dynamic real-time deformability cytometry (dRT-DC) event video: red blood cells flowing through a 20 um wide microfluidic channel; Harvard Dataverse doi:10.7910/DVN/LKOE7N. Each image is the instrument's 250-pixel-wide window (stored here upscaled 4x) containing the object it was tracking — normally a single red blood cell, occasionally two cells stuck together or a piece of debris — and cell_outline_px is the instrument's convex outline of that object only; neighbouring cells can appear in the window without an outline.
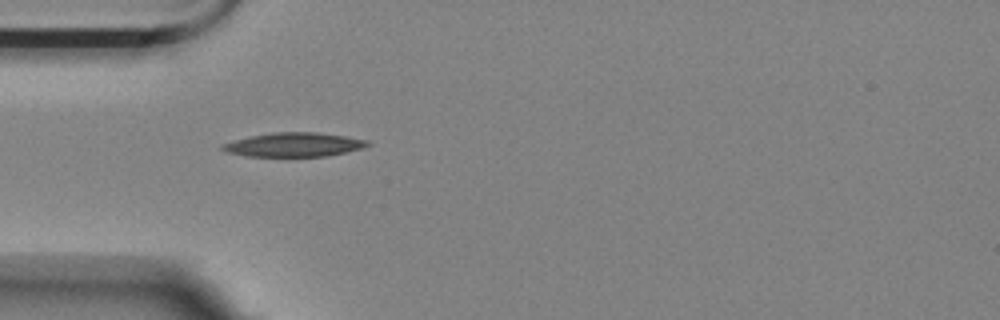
{"species": "Egyptian fruit bat (a non-hibernating species)", "species_latin": "Rousettus aegyptiacus", "temperature_condition": "room temperature", "stored_images_in_passage": 40, "camera_frame_rate_fps": 3000, "um_per_image_px": 0.085, "animal": {"sex": "female"}, "frame": {"image": 1, "passage_image": 1, "time_ms": 0.0, "image_size_px": [1000, 320], "cell_outline_px": [[372, 144], [364, 148], [328, 156], [248, 156], [224, 152], [220, 148], [220, 144], [232, 140], [272, 132], [316, 132], [344, 136], [368, 140]], "centroid_in_image_um": [24.97, 12.3], "position_along_channel_um": 60.0, "area_um2": 20.46}}
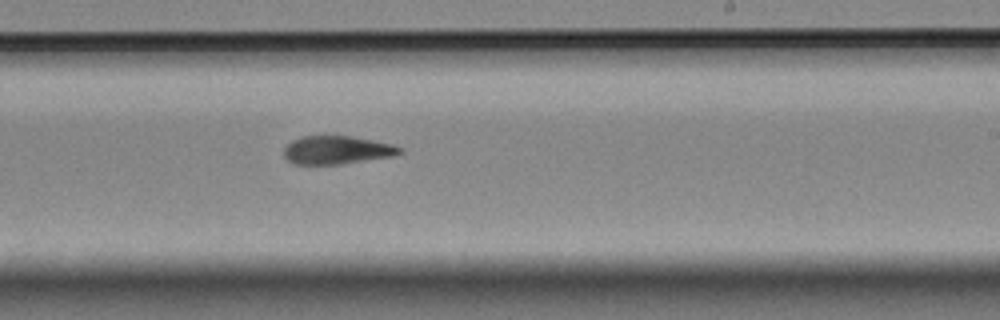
{"frame": {"image": 2, "passage_image": 18, "time_ms": 5.667, "image_size_px": [1000, 320], "cell_outline_px": [[404, 152], [392, 156], [340, 164], [292, 164], [284, 156], [284, 148], [292, 140], [300, 136], [352, 136], [392, 144], [404, 148]], "centroid_in_image_um": [28.64, 12.75], "position_along_channel_um": 260.4, "area_um2": 19.07}}
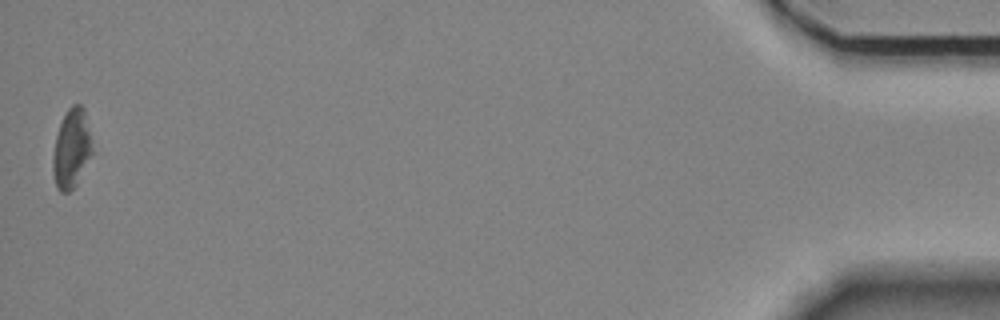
{"frame": {"image": 3, "passage_image": 40, "time_ms": 13.0, "image_size_px": [1000, 320], "cell_outline_px": [[92, 152], [76, 184], [68, 192], [60, 192], [56, 188], [52, 172], [52, 156], [56, 136], [60, 124], [68, 108], [72, 104], [80, 104], [84, 108], [92, 148]], "centroid_in_image_um": [6.04, 12.64], "position_along_channel_um": 429.2, "area_um2": 17.86}, "authors_computed_cell_mechanics": {"area_um2": 19.7387, "velocity_mm_per_s": 3.5577, "shape_relaxation_time_tau1_ms": 8.1125, "shape_relaxation_time_tau2_ms": 5.1666, "deformation_change_tau1": 0.1941, "deformation_change_tau2": 0.1479}}